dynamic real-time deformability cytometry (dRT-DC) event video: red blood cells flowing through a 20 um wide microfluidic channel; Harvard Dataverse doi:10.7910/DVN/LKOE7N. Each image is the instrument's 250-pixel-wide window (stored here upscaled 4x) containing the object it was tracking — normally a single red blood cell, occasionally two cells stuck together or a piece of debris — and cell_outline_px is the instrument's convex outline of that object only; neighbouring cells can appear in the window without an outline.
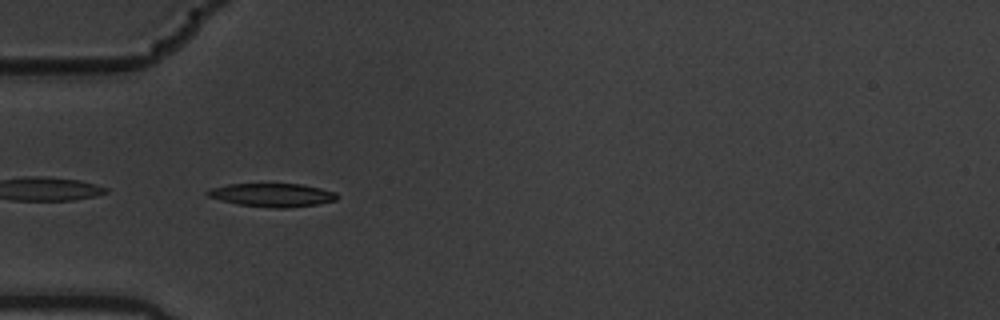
{"species": "common noctule bat (a hibernating species)", "species_latin": "Nyctalus noctula", "temperature_condition": "warm", "stored_images_in_passage": 7, "camera_frame_rate_fps": 3000, "um_per_image_px": 0.085, "animal": {"sex": "male", "body_mass_g": 19.5, "forearm_length_mm": 54.6}, "frame": {"image": 1, "passage_image": 6, "time_ms": 1.667, "image_size_px": [1000, 320], "cell_outline_px": [[340, 196], [336, 200], [316, 204], [284, 208], [276, 208], [240, 204], [220, 200], [208, 196], [204, 192], [212, 188], [228, 184], [300, 184], [320, 188], [336, 192]], "centroid_in_image_um": [23.16, 16.57], "position_along_channel_um": 61.8, "area_um2": 17.46}}